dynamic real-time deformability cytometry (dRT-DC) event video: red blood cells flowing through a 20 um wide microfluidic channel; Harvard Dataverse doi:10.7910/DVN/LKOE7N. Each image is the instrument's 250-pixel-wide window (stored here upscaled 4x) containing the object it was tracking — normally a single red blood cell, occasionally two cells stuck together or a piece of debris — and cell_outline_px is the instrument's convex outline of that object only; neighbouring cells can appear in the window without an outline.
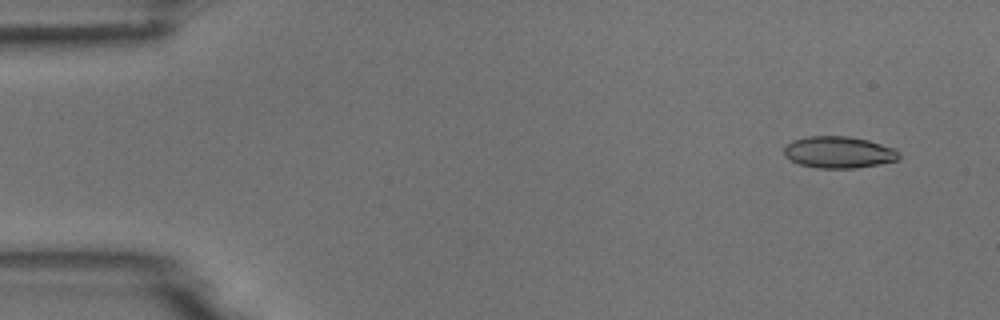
{"species": "common noctule bat (a hibernating species)", "species_latin": "Nyctalus noctula", "temperature_condition": "room temperature", "stored_images_in_passage": 5, "camera_frame_rate_fps": 3000, "um_per_image_px": 0.085, "animal": {"sex": "male", "body_mass_g": 18.8}, "frame": {"image": 1, "passage_image": 1, "time_ms": 0.0, "image_size_px": [1000, 320], "cell_outline_px": [[900, 156], [896, 160], [856, 168], [816, 168], [800, 164], [784, 156], [784, 148], [792, 140], [804, 136], [848, 136], [868, 140], [896, 148], [900, 152]], "centroid_in_image_um": [71.29, 12.93], "position_along_channel_um": 13.7, "area_um2": 21.27}}
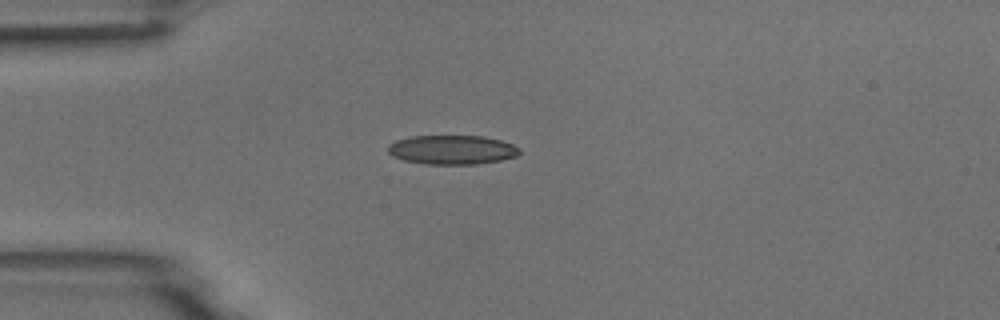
{"frame": {"image": 2, "passage_image": 4, "time_ms": 3.333, "image_size_px": [1000, 320], "cell_outline_px": [[520, 152], [516, 156], [500, 160], [476, 164], [424, 164], [404, 160], [392, 156], [388, 152], [388, 144], [396, 140], [408, 136], [484, 136], [500, 140], [512, 144], [520, 148]], "centroid_in_image_um": [38.4, 12.72], "position_along_channel_um": 46.6, "area_um2": 22.43}}